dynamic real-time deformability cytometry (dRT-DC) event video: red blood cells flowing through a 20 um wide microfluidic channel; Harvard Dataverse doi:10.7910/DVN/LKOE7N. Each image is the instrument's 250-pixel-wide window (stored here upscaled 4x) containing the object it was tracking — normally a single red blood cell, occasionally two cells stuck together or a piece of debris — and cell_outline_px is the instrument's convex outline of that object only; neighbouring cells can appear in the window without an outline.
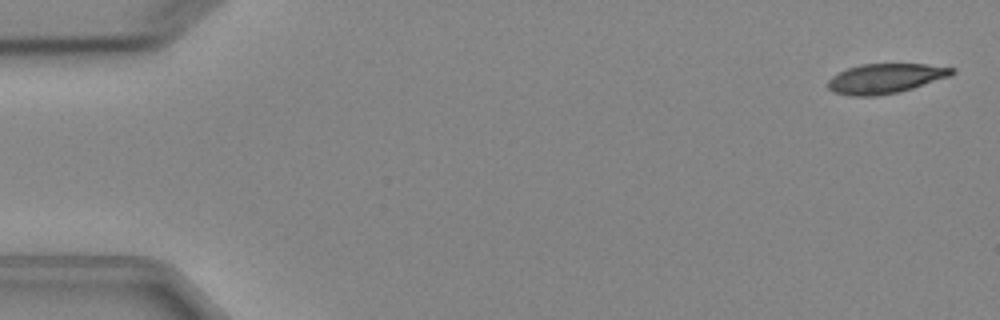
{"species": "Egyptian fruit bat (a non-hibernating species)", "species_latin": "Rousettus aegyptiacus", "temperature_condition": "cold", "stored_images_in_passage": 4, "camera_frame_rate_fps": 3000, "um_per_image_px": 0.085, "animal": {"sex": "female"}, "frame": {"image": 1, "passage_image": 1, "time_ms": 0.0, "image_size_px": [1000, 320], "cell_outline_px": [[956, 72], [948, 76], [912, 88], [896, 92], [876, 96], [852, 96], [832, 92], [828, 88], [828, 80], [832, 76], [848, 68], [860, 64], [924, 64], [956, 68]], "centroid_in_image_um": [75.22, 6.67], "position_along_channel_um": 9.8, "area_um2": 21.27}}
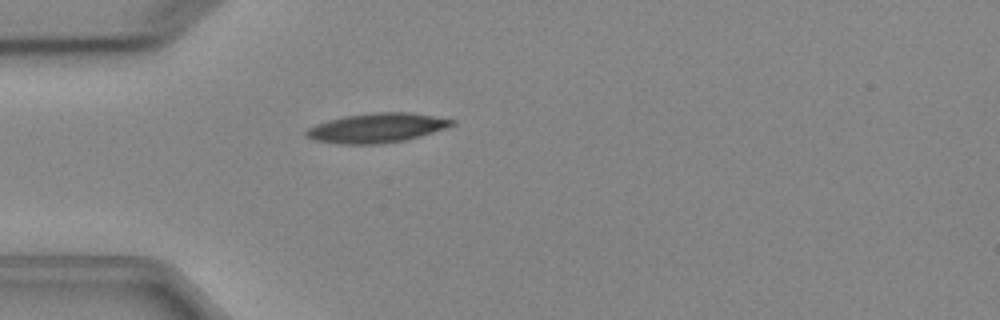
{"frame": {"image": 2, "passage_image": 4, "time_ms": 4.333, "image_size_px": [1000, 320], "cell_outline_px": [[456, 124], [448, 128], [420, 136], [404, 140], [380, 144], [340, 144], [316, 140], [304, 136], [304, 132], [308, 128], [316, 124], [328, 120], [344, 116], [372, 112], [412, 112], [456, 120]], "centroid_in_image_um": [32.05, 10.86], "position_along_channel_um": 52.9, "area_um2": 25.2}}